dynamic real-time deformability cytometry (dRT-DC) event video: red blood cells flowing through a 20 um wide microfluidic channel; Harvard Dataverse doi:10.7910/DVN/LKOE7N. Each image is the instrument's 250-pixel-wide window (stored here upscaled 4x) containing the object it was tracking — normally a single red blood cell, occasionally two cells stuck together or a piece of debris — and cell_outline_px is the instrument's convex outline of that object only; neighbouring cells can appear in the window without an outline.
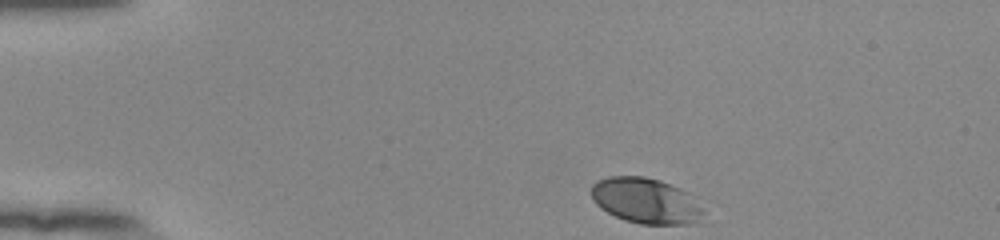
{"species": "human", "species_latin": "Homo sapiens", "temperature_condition": "room temperature", "stored_images_in_passage": 39, "camera_frame_rate_fps": 3000, "um_per_image_px": 0.085, "donor": {"sex": "female"}, "frame": {"image": 1, "passage_image": 1, "time_ms": 0.0, "image_size_px": [1000, 240], "cell_outline_px": [[704, 212], [696, 220], [688, 224], [640, 224], [624, 220], [600, 208], [592, 200], [592, 184], [596, 180], [608, 176], [644, 176], [660, 180], [680, 188], [688, 192]], "centroid_in_image_um": [54.83, 17.04], "position_along_channel_um": 30.2, "area_um2": 29.59}}
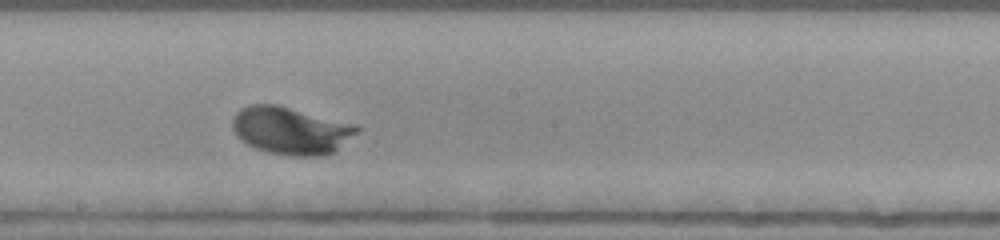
{"frame": {"image": 2, "passage_image": 22, "time_ms": 7.0, "image_size_px": [1000, 240], "cell_outline_px": [[360, 132], [332, 152], [324, 156], [292, 156], [264, 152], [248, 144], [236, 136], [232, 128], [232, 116], [240, 108], [252, 104], [276, 104], [356, 124], [360, 128]], "centroid_in_image_um": [24.71, 11.09], "position_along_channel_um": 223.5, "area_um2": 34.68}}
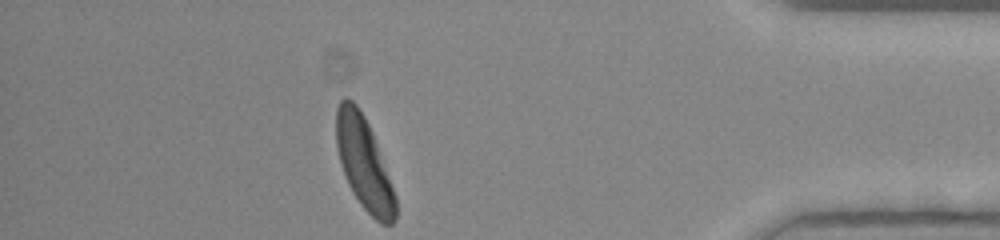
{"frame": {"image": 3, "passage_image": 39, "time_ms": 12.667, "image_size_px": [1000, 240], "cell_outline_px": [[396, 220], [392, 224], [380, 224], [360, 204], [352, 192], [348, 184], [340, 164], [336, 144], [336, 108], [340, 100], [344, 96], [348, 96], [356, 104], [364, 116], [372, 132], [396, 196]], "centroid_in_image_um": [30.92, 13.87], "position_along_channel_um": 404.3, "area_um2": 31.79}, "authors_computed_cell_mechanics": {"area_um2": 31.79, "velocity_mm_per_s": 3.8481, "shape_relaxation_time_tau1_ms": 1.4187, "shape_relaxation_time_tau2_ms": null, "deformation_change_tau1": 0.1121, "deformation_change_tau2": null}}